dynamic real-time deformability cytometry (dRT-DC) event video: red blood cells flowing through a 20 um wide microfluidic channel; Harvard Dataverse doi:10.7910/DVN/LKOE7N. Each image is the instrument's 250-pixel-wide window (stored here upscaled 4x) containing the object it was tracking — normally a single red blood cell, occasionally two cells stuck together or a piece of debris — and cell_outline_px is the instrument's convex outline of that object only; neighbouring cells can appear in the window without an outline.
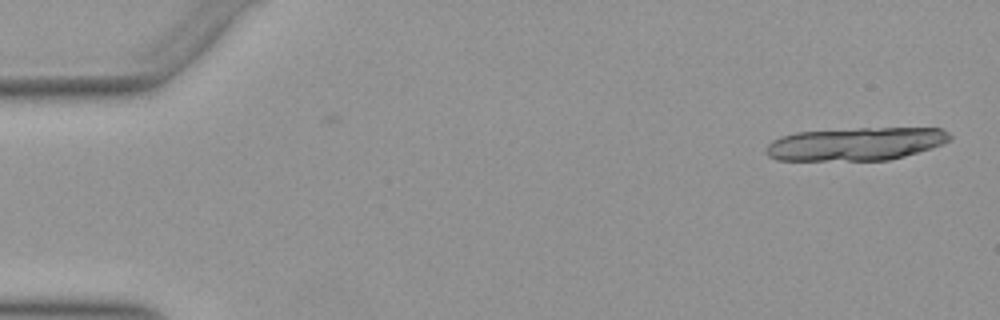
{"species": "Egyptian fruit bat (a non-hibernating species)", "species_latin": "Rousettus aegyptiacus", "temperature_condition": "warm", "stored_images_in_passage": 2, "camera_frame_rate_fps": 3000, "um_per_image_px": 0.085, "animal": {"sex": "female"}, "frame": {"image": 1, "passage_image": 1, "time_ms": 0.0, "image_size_px": [1000, 320], "cell_outline_px": [[952, 140], [932, 148], [904, 156], [888, 160], [776, 160], [768, 156], [764, 152], [768, 144], [772, 140], [796, 132], [860, 128], [940, 128], [948, 132], [952, 136]], "centroid_in_image_um": [72.75, 12.23], "position_along_channel_um": 12.2, "area_um2": 35.43}}